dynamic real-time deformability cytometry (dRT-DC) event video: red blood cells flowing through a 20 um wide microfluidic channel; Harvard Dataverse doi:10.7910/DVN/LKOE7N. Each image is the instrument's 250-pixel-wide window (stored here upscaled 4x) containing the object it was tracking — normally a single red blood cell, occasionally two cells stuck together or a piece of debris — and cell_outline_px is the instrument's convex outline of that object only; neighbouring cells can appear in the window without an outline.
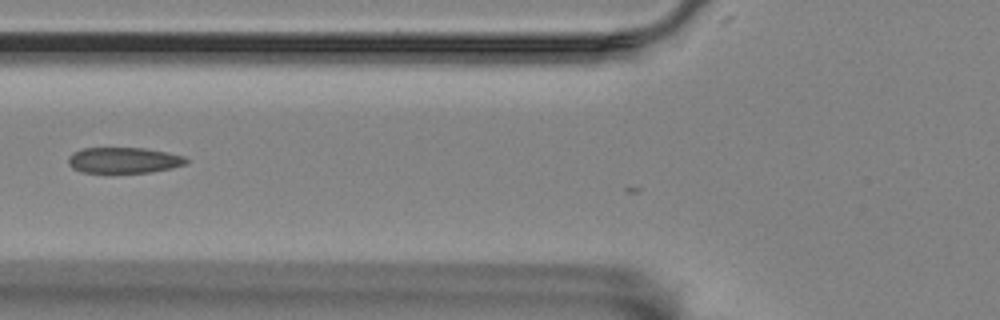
{"species": "Egyptian fruit bat (a non-hibernating species)", "species_latin": "Rousettus aegyptiacus", "temperature_condition": "room temperature", "stored_images_in_passage": 7, "camera_frame_rate_fps": 3000, "um_per_image_px": 0.085, "animal": {"sex": "female"}, "frame": {"image": 1, "passage_image": 2, "time_ms": 0.333, "image_size_px": [1000, 320], "cell_outline_px": [[188, 160], [184, 164], [172, 168], [148, 172], [80, 172], [72, 168], [68, 164], [68, 156], [72, 152], [84, 148], [144, 148], [184, 156]], "centroid_in_image_um": [10.46, 13.61], "position_along_channel_um": 115.3, "area_um2": 17.57}}
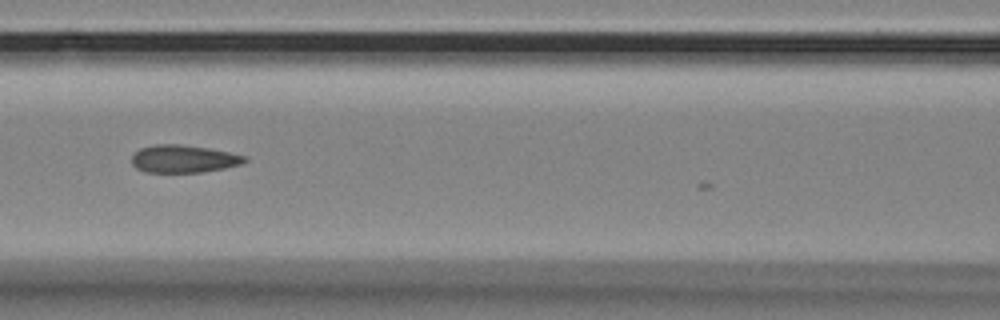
{"frame": {"image": 2, "passage_image": 5, "time_ms": 1.333, "image_size_px": [1000, 320], "cell_outline_px": [[248, 160], [244, 164], [224, 168], [200, 172], [144, 172], [136, 168], [132, 164], [132, 156], [140, 148], [156, 144], [180, 144], [208, 148], [228, 152], [244, 156]], "centroid_in_image_um": [15.6, 13.5], "position_along_channel_um": 151.0, "area_um2": 18.15}}